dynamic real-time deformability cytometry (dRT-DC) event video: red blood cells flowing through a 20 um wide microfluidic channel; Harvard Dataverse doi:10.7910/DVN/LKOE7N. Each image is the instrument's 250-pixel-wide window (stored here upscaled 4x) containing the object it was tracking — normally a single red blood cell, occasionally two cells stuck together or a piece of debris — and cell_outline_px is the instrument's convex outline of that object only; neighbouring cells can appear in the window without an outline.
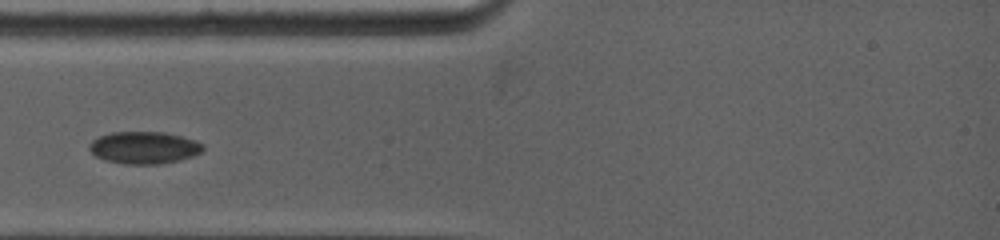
{"species": "common noctule bat (a hibernating species)", "species_latin": "Nyctalus noctula", "temperature_condition": "warm", "stored_images_in_passage": 12, "camera_frame_rate_fps": 5000, "um_per_image_px": 0.085, "animal": {"sex": "female", "body_mass_g": 19.0, "forearm_length_mm": 53.3}, "frame": {"image": 1, "passage_image": 1, "time_ms": 0.0, "image_size_px": [1000, 240], "cell_outline_px": [[204, 148], [200, 152], [192, 156], [160, 164], [124, 164], [108, 160], [96, 156], [88, 148], [92, 140], [100, 136], [112, 132], [164, 132], [196, 140], [204, 144]], "centroid_in_image_um": [12.25, 12.54], "position_along_channel_um": 72.7, "area_um2": 21.1}}
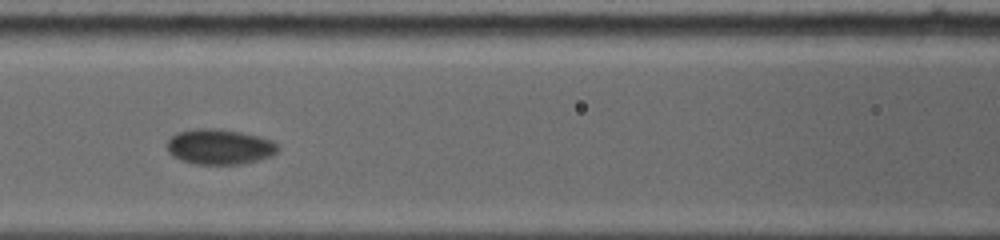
{"frame": {"image": 2, "passage_image": 9, "time_ms": 2.0, "image_size_px": [1000, 240], "cell_outline_px": [[280, 148], [272, 156], [240, 164], [196, 164], [172, 156], [168, 152], [168, 140], [172, 136], [180, 132], [196, 128], [216, 128], [240, 132], [260, 136], [272, 140]], "centroid_in_image_um": [18.68, 12.47], "position_along_channel_um": 147.9, "area_um2": 22.66}}